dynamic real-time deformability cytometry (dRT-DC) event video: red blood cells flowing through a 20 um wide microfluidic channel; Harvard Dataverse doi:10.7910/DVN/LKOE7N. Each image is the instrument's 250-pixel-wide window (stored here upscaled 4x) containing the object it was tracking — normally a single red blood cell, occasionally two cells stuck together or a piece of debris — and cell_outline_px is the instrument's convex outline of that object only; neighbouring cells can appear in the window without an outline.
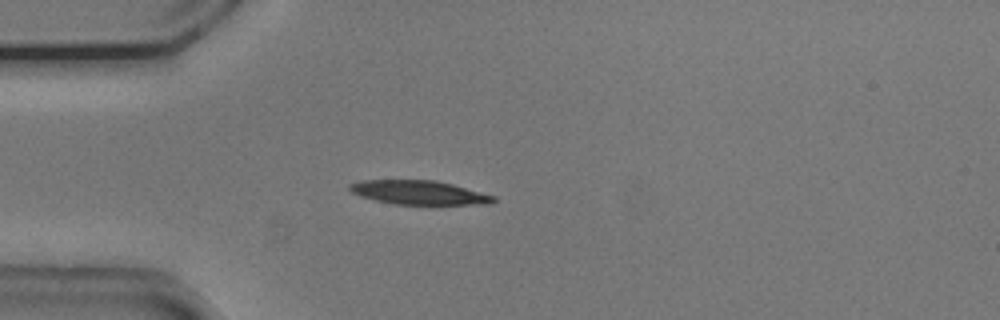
{"species": "common noctule bat (a hibernating species)", "species_latin": "Nyctalus noctula", "temperature_condition": "cold", "stored_images_in_passage": 25, "camera_frame_rate_fps": 3000, "um_per_image_px": 0.085, "animal": {"sex": "male", "body_mass_g": 20.5, "forearm_length_mm": 52.5}, "frame": {"image": 1, "passage_image": 1, "time_ms": 0.0, "image_size_px": [1000, 320], "cell_outline_px": [[496, 200], [492, 204], [392, 204], [360, 196], [352, 192], [348, 188], [348, 184], [360, 180], [436, 180], [452, 184], [496, 196]], "centroid_in_image_um": [35.61, 16.36], "position_along_channel_um": 49.4, "area_um2": 20.11}}